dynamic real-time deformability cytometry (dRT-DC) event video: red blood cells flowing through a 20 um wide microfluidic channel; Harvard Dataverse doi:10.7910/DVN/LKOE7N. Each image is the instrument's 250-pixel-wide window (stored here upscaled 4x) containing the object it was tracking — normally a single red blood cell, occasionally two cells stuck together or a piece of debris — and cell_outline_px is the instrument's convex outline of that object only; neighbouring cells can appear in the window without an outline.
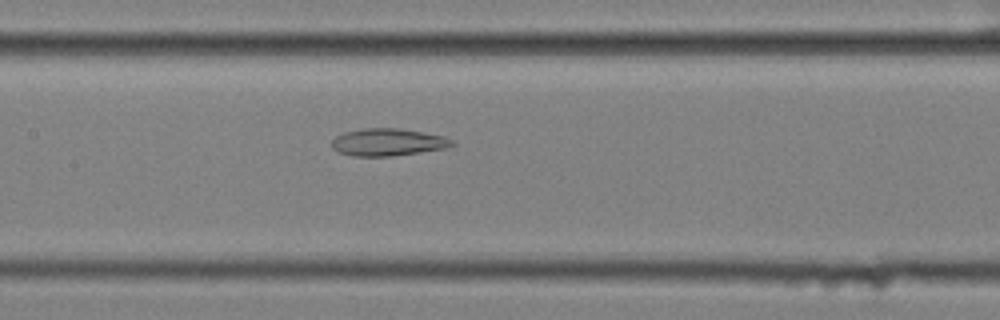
{"species": "common noctule bat (a hibernating species)", "species_latin": "Nyctalus noctula", "temperature_condition": "cold", "stored_images_in_passage": 36, "camera_frame_rate_fps": 3000, "um_per_image_px": 0.085, "animal": {"sex": "female", "body_mass_g": 25.1}, "frame": {"image": 1, "passage_image": 10, "time_ms": 3.0, "image_size_px": [1000, 320], "cell_outline_px": [[456, 144], [452, 148], [392, 156], [352, 156], [336, 152], [332, 148], [332, 140], [336, 136], [344, 132], [364, 128], [396, 128], [424, 132], [444, 136], [452, 140]], "centroid_in_image_um": [33.0, 12.09], "position_along_channel_um": 174.4, "area_um2": 19.48}}
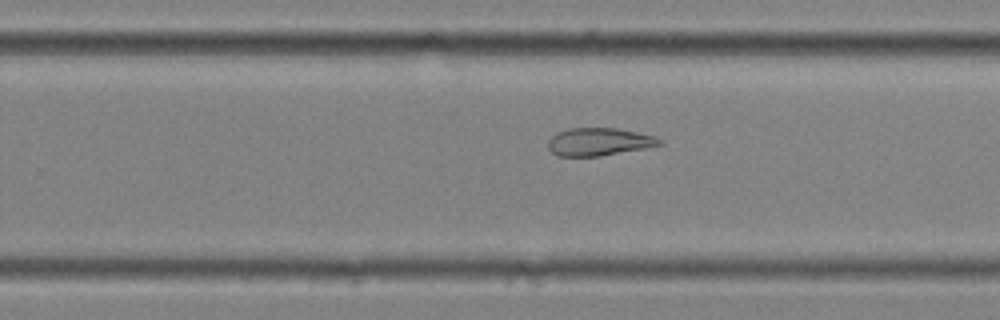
{"frame": {"image": 2, "passage_image": 19, "time_ms": 6.0, "image_size_px": [1000, 320], "cell_outline_px": [[664, 144], [644, 148], [600, 156], [556, 156], [548, 148], [548, 140], [556, 132], [568, 128], [616, 128], [636, 132], [652, 136], [664, 140]], "centroid_in_image_um": [50.88, 12.05], "position_along_channel_um": 278.9, "area_um2": 18.03}}
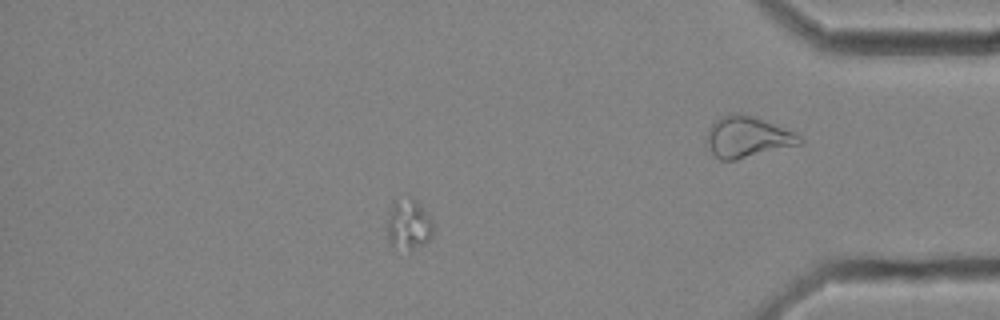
{"frame": {"image": 3, "passage_image": 27, "time_ms": 8.667, "image_size_px": [1000, 320], "cell_outline_px": [[432, 236], [424, 244], [388, 244], [388, 212], [392, 200], [412, 196], [428, 212], [432, 220]], "centroid_in_image_um": [34.73, 18.91], "position_along_channel_um": 400.5, "area_um2": 12.95}, "authors_computed_cell_mechanics": {"area_um2": 18.3515, "velocity_mm_per_s": 3.4871, "shape_relaxation_time_tau1_ms": null, "shape_relaxation_time_tau2_ms": 3.0687, "deformation_change_tau1": null, "deformation_change_tau2": 0.0964}}